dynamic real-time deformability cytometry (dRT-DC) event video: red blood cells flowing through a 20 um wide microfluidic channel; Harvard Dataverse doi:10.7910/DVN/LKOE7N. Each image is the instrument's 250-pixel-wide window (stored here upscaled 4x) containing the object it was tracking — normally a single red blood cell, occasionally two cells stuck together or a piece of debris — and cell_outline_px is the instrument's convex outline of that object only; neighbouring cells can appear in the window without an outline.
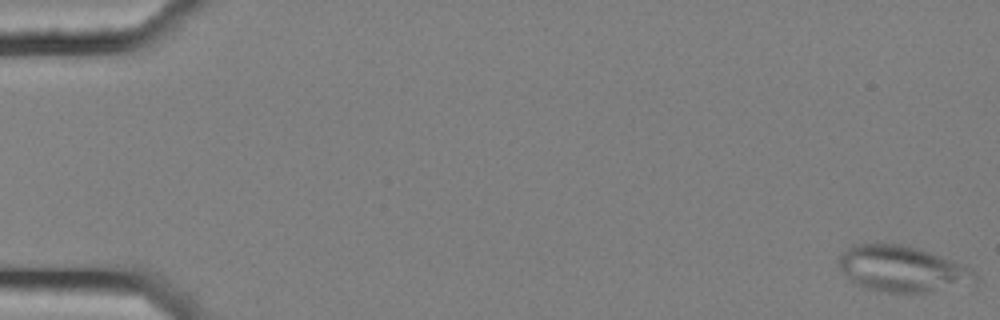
{"species": "common noctule bat (a hibernating species)", "species_latin": "Nyctalus noctula", "temperature_condition": "cold", "stored_images_in_passage": 57, "segment_of_instrument_passage": [1, 2], "camera_frame_rate_fps": 3000, "um_per_image_px": 0.085, "animal": {"sex": "female", "body_mass_g": 25.1}, "frame": {"image": 1, "passage_image": 1, "time_ms": 0.0, "image_size_px": [1000, 320], "cell_outline_px": [[976, 284], [928, 292], [888, 292], [868, 288], [856, 284], [840, 268], [840, 256], [848, 248], [856, 244], [900, 244], [920, 248], [972, 268], [976, 276]], "centroid_in_image_um": [76.77, 22.86], "position_along_channel_um": 8.2, "area_um2": 36.18}}
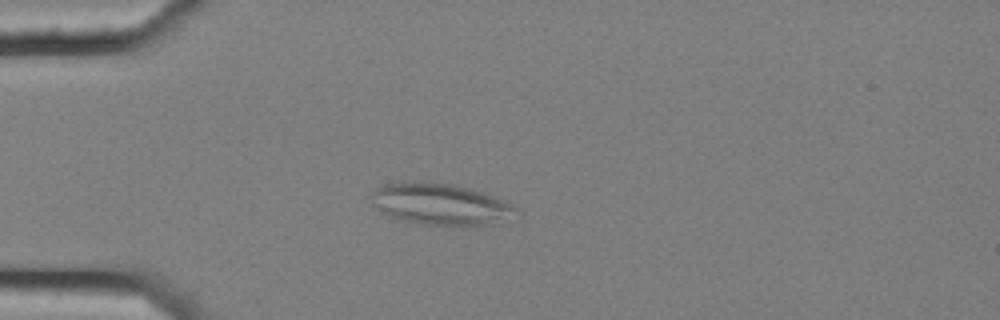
{"frame": {"image": 2, "passage_image": 16, "time_ms": 5.0, "image_size_px": [1000, 320], "cell_outline_px": [[524, 216], [484, 224], [420, 224], [404, 220], [392, 216], [384, 212], [372, 204], [368, 196], [376, 188], [384, 184], [420, 180], [452, 184], [468, 188], [504, 200], [520, 208], [524, 212]], "centroid_in_image_um": [37.49, 17.33], "position_along_channel_um": 47.5, "area_um2": 35.03}}